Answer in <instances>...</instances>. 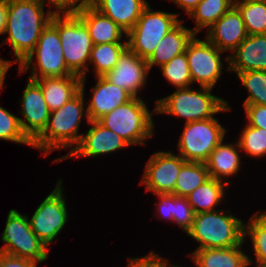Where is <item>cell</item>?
Listing matches in <instances>:
<instances>
[{"label":"cell","mask_w":266,"mask_h":267,"mask_svg":"<svg viewBox=\"0 0 266 267\" xmlns=\"http://www.w3.org/2000/svg\"><path fill=\"white\" fill-rule=\"evenodd\" d=\"M40 0H8V16L3 43L12 46L16 60L20 64L35 48L41 32L51 22L54 10L46 13Z\"/></svg>","instance_id":"obj_1"},{"label":"cell","mask_w":266,"mask_h":267,"mask_svg":"<svg viewBox=\"0 0 266 267\" xmlns=\"http://www.w3.org/2000/svg\"><path fill=\"white\" fill-rule=\"evenodd\" d=\"M85 80L86 77H81V91L75 97L50 112L44 131L32 142V147L42 151L44 157L59 149H70L71 153L72 147L75 148L81 141L83 133H78L79 125L84 119L90 122L84 105Z\"/></svg>","instance_id":"obj_2"},{"label":"cell","mask_w":266,"mask_h":267,"mask_svg":"<svg viewBox=\"0 0 266 267\" xmlns=\"http://www.w3.org/2000/svg\"><path fill=\"white\" fill-rule=\"evenodd\" d=\"M212 90L208 87H200L198 90L190 87L176 89L174 93L155 101L156 113L185 118L188 123L230 111L228 101L213 95Z\"/></svg>","instance_id":"obj_3"},{"label":"cell","mask_w":266,"mask_h":267,"mask_svg":"<svg viewBox=\"0 0 266 267\" xmlns=\"http://www.w3.org/2000/svg\"><path fill=\"white\" fill-rule=\"evenodd\" d=\"M227 211L215 210L195 214L192 228L186 233L199 242L200 245L195 250L244 245L245 222Z\"/></svg>","instance_id":"obj_4"},{"label":"cell","mask_w":266,"mask_h":267,"mask_svg":"<svg viewBox=\"0 0 266 267\" xmlns=\"http://www.w3.org/2000/svg\"><path fill=\"white\" fill-rule=\"evenodd\" d=\"M145 103L142 97H133L97 121L122 137L130 146H145V140L154 135L152 114H156V108L150 112Z\"/></svg>","instance_id":"obj_5"},{"label":"cell","mask_w":266,"mask_h":267,"mask_svg":"<svg viewBox=\"0 0 266 267\" xmlns=\"http://www.w3.org/2000/svg\"><path fill=\"white\" fill-rule=\"evenodd\" d=\"M50 23L58 30L67 68L86 77L93 47L86 25L74 12H55Z\"/></svg>","instance_id":"obj_6"},{"label":"cell","mask_w":266,"mask_h":267,"mask_svg":"<svg viewBox=\"0 0 266 267\" xmlns=\"http://www.w3.org/2000/svg\"><path fill=\"white\" fill-rule=\"evenodd\" d=\"M34 56L37 60L36 65L32 63ZM28 69L31 70V80L73 74L65 64L58 30L51 23L41 32L34 50L18 66L20 74Z\"/></svg>","instance_id":"obj_7"},{"label":"cell","mask_w":266,"mask_h":267,"mask_svg":"<svg viewBox=\"0 0 266 267\" xmlns=\"http://www.w3.org/2000/svg\"><path fill=\"white\" fill-rule=\"evenodd\" d=\"M178 16V13L154 11L148 5L135 26L127 33V47L147 60L159 41L182 21Z\"/></svg>","instance_id":"obj_8"},{"label":"cell","mask_w":266,"mask_h":267,"mask_svg":"<svg viewBox=\"0 0 266 267\" xmlns=\"http://www.w3.org/2000/svg\"><path fill=\"white\" fill-rule=\"evenodd\" d=\"M1 236V241L4 242L0 247L2 253L36 263L46 261L48 258V246L32 231L28 215H22L16 209L9 211Z\"/></svg>","instance_id":"obj_9"},{"label":"cell","mask_w":266,"mask_h":267,"mask_svg":"<svg viewBox=\"0 0 266 267\" xmlns=\"http://www.w3.org/2000/svg\"><path fill=\"white\" fill-rule=\"evenodd\" d=\"M227 129L217 118L185 122L178 141L179 155L187 162L205 163L210 153L224 140Z\"/></svg>","instance_id":"obj_10"},{"label":"cell","mask_w":266,"mask_h":267,"mask_svg":"<svg viewBox=\"0 0 266 267\" xmlns=\"http://www.w3.org/2000/svg\"><path fill=\"white\" fill-rule=\"evenodd\" d=\"M61 184L62 180L58 179L55 189L44 198L29 219L32 231L47 246L64 229L69 217Z\"/></svg>","instance_id":"obj_11"},{"label":"cell","mask_w":266,"mask_h":267,"mask_svg":"<svg viewBox=\"0 0 266 267\" xmlns=\"http://www.w3.org/2000/svg\"><path fill=\"white\" fill-rule=\"evenodd\" d=\"M222 51L206 38L200 40L196 35L188 43L186 56L192 83L200 87L214 88L222 74Z\"/></svg>","instance_id":"obj_12"},{"label":"cell","mask_w":266,"mask_h":267,"mask_svg":"<svg viewBox=\"0 0 266 267\" xmlns=\"http://www.w3.org/2000/svg\"><path fill=\"white\" fill-rule=\"evenodd\" d=\"M180 155L172 152L153 153L146 163L140 184L147 192L174 194V187L181 167L186 163Z\"/></svg>","instance_id":"obj_13"},{"label":"cell","mask_w":266,"mask_h":267,"mask_svg":"<svg viewBox=\"0 0 266 267\" xmlns=\"http://www.w3.org/2000/svg\"><path fill=\"white\" fill-rule=\"evenodd\" d=\"M89 125L91 127L82 135L81 141L72 152L54 159L53 162L59 163L72 157H98L130 146L122 137L98 121H90Z\"/></svg>","instance_id":"obj_14"},{"label":"cell","mask_w":266,"mask_h":267,"mask_svg":"<svg viewBox=\"0 0 266 267\" xmlns=\"http://www.w3.org/2000/svg\"><path fill=\"white\" fill-rule=\"evenodd\" d=\"M27 85L20 100L23 118H19L20 126L26 137L33 142L45 129L50 110L44 99L40 85L28 78Z\"/></svg>","instance_id":"obj_15"},{"label":"cell","mask_w":266,"mask_h":267,"mask_svg":"<svg viewBox=\"0 0 266 267\" xmlns=\"http://www.w3.org/2000/svg\"><path fill=\"white\" fill-rule=\"evenodd\" d=\"M150 73L145 59L140 58L128 47L120 55L116 66L103 77L117 87L125 89L133 97L145 86Z\"/></svg>","instance_id":"obj_16"},{"label":"cell","mask_w":266,"mask_h":267,"mask_svg":"<svg viewBox=\"0 0 266 267\" xmlns=\"http://www.w3.org/2000/svg\"><path fill=\"white\" fill-rule=\"evenodd\" d=\"M225 61L229 72L266 71V34L248 35Z\"/></svg>","instance_id":"obj_17"},{"label":"cell","mask_w":266,"mask_h":267,"mask_svg":"<svg viewBox=\"0 0 266 267\" xmlns=\"http://www.w3.org/2000/svg\"><path fill=\"white\" fill-rule=\"evenodd\" d=\"M206 39L220 51L233 52L248 36L241 13L233 6L207 30Z\"/></svg>","instance_id":"obj_18"},{"label":"cell","mask_w":266,"mask_h":267,"mask_svg":"<svg viewBox=\"0 0 266 267\" xmlns=\"http://www.w3.org/2000/svg\"><path fill=\"white\" fill-rule=\"evenodd\" d=\"M97 83L92 86V97L86 107L90 121H97L103 115L130 101L133 96L125 89L97 76Z\"/></svg>","instance_id":"obj_19"},{"label":"cell","mask_w":266,"mask_h":267,"mask_svg":"<svg viewBox=\"0 0 266 267\" xmlns=\"http://www.w3.org/2000/svg\"><path fill=\"white\" fill-rule=\"evenodd\" d=\"M86 25L93 45L122 42L127 33L113 20L96 10L90 3L74 12Z\"/></svg>","instance_id":"obj_20"},{"label":"cell","mask_w":266,"mask_h":267,"mask_svg":"<svg viewBox=\"0 0 266 267\" xmlns=\"http://www.w3.org/2000/svg\"><path fill=\"white\" fill-rule=\"evenodd\" d=\"M90 4L126 33L135 26L143 10L149 5L146 0H90Z\"/></svg>","instance_id":"obj_21"},{"label":"cell","mask_w":266,"mask_h":267,"mask_svg":"<svg viewBox=\"0 0 266 267\" xmlns=\"http://www.w3.org/2000/svg\"><path fill=\"white\" fill-rule=\"evenodd\" d=\"M182 23L183 21L159 41L154 52L146 60L149 71L154 65L161 67L176 55L186 52L188 43L196 34L191 28L184 27Z\"/></svg>","instance_id":"obj_22"},{"label":"cell","mask_w":266,"mask_h":267,"mask_svg":"<svg viewBox=\"0 0 266 267\" xmlns=\"http://www.w3.org/2000/svg\"><path fill=\"white\" fill-rule=\"evenodd\" d=\"M35 81L40 85L50 111L61 108L81 91V77L76 74Z\"/></svg>","instance_id":"obj_23"},{"label":"cell","mask_w":266,"mask_h":267,"mask_svg":"<svg viewBox=\"0 0 266 267\" xmlns=\"http://www.w3.org/2000/svg\"><path fill=\"white\" fill-rule=\"evenodd\" d=\"M242 247L194 250L190 258L197 267H248L254 260L242 251Z\"/></svg>","instance_id":"obj_24"},{"label":"cell","mask_w":266,"mask_h":267,"mask_svg":"<svg viewBox=\"0 0 266 267\" xmlns=\"http://www.w3.org/2000/svg\"><path fill=\"white\" fill-rule=\"evenodd\" d=\"M223 141L210 153L205 164L211 178L230 185L225 178L236 175L240 170L241 156L238 154V150L241 151V148L238 142L225 144Z\"/></svg>","instance_id":"obj_25"},{"label":"cell","mask_w":266,"mask_h":267,"mask_svg":"<svg viewBox=\"0 0 266 267\" xmlns=\"http://www.w3.org/2000/svg\"><path fill=\"white\" fill-rule=\"evenodd\" d=\"M227 183L215 178L207 179L202 185L191 192L186 199L194 210V213L208 212L217 210L225 196Z\"/></svg>","instance_id":"obj_26"},{"label":"cell","mask_w":266,"mask_h":267,"mask_svg":"<svg viewBox=\"0 0 266 267\" xmlns=\"http://www.w3.org/2000/svg\"><path fill=\"white\" fill-rule=\"evenodd\" d=\"M232 7L231 0H201L188 15L196 23L193 32L197 35L203 28L208 30Z\"/></svg>","instance_id":"obj_27"},{"label":"cell","mask_w":266,"mask_h":267,"mask_svg":"<svg viewBox=\"0 0 266 267\" xmlns=\"http://www.w3.org/2000/svg\"><path fill=\"white\" fill-rule=\"evenodd\" d=\"M209 178L205 163L186 162L177 176L174 195L186 197Z\"/></svg>","instance_id":"obj_28"},{"label":"cell","mask_w":266,"mask_h":267,"mask_svg":"<svg viewBox=\"0 0 266 267\" xmlns=\"http://www.w3.org/2000/svg\"><path fill=\"white\" fill-rule=\"evenodd\" d=\"M126 48L127 43H103L93 45L89 63L94 67L95 77L104 76L112 70Z\"/></svg>","instance_id":"obj_29"},{"label":"cell","mask_w":266,"mask_h":267,"mask_svg":"<svg viewBox=\"0 0 266 267\" xmlns=\"http://www.w3.org/2000/svg\"><path fill=\"white\" fill-rule=\"evenodd\" d=\"M251 238L256 264H266V212L253 214L244 223V238Z\"/></svg>","instance_id":"obj_30"},{"label":"cell","mask_w":266,"mask_h":267,"mask_svg":"<svg viewBox=\"0 0 266 267\" xmlns=\"http://www.w3.org/2000/svg\"><path fill=\"white\" fill-rule=\"evenodd\" d=\"M241 13L248 35L266 34V0L235 5Z\"/></svg>","instance_id":"obj_31"},{"label":"cell","mask_w":266,"mask_h":267,"mask_svg":"<svg viewBox=\"0 0 266 267\" xmlns=\"http://www.w3.org/2000/svg\"><path fill=\"white\" fill-rule=\"evenodd\" d=\"M236 74L248 91V97L243 105L266 106V71H246Z\"/></svg>","instance_id":"obj_32"},{"label":"cell","mask_w":266,"mask_h":267,"mask_svg":"<svg viewBox=\"0 0 266 267\" xmlns=\"http://www.w3.org/2000/svg\"><path fill=\"white\" fill-rule=\"evenodd\" d=\"M165 79L176 89L188 88L192 85L186 52L176 55L168 63L160 67Z\"/></svg>","instance_id":"obj_33"},{"label":"cell","mask_w":266,"mask_h":267,"mask_svg":"<svg viewBox=\"0 0 266 267\" xmlns=\"http://www.w3.org/2000/svg\"><path fill=\"white\" fill-rule=\"evenodd\" d=\"M238 143L246 155L254 158L266 156V130L248 124L242 129Z\"/></svg>","instance_id":"obj_34"},{"label":"cell","mask_w":266,"mask_h":267,"mask_svg":"<svg viewBox=\"0 0 266 267\" xmlns=\"http://www.w3.org/2000/svg\"><path fill=\"white\" fill-rule=\"evenodd\" d=\"M194 216V210L186 197L174 195L173 223L187 233L192 228Z\"/></svg>","instance_id":"obj_35"},{"label":"cell","mask_w":266,"mask_h":267,"mask_svg":"<svg viewBox=\"0 0 266 267\" xmlns=\"http://www.w3.org/2000/svg\"><path fill=\"white\" fill-rule=\"evenodd\" d=\"M127 267H174L173 264H168L169 260L164 259L159 254L151 251L149 254L142 257H129Z\"/></svg>","instance_id":"obj_36"},{"label":"cell","mask_w":266,"mask_h":267,"mask_svg":"<svg viewBox=\"0 0 266 267\" xmlns=\"http://www.w3.org/2000/svg\"><path fill=\"white\" fill-rule=\"evenodd\" d=\"M247 124L252 127L264 128L266 130V106L265 105H243Z\"/></svg>","instance_id":"obj_37"},{"label":"cell","mask_w":266,"mask_h":267,"mask_svg":"<svg viewBox=\"0 0 266 267\" xmlns=\"http://www.w3.org/2000/svg\"><path fill=\"white\" fill-rule=\"evenodd\" d=\"M159 198V203L156 206V213L162 219L173 222L174 214V194H155Z\"/></svg>","instance_id":"obj_38"},{"label":"cell","mask_w":266,"mask_h":267,"mask_svg":"<svg viewBox=\"0 0 266 267\" xmlns=\"http://www.w3.org/2000/svg\"><path fill=\"white\" fill-rule=\"evenodd\" d=\"M44 4L49 3L55 12H75L84 5L90 3V0H40ZM47 1V2H46Z\"/></svg>","instance_id":"obj_39"},{"label":"cell","mask_w":266,"mask_h":267,"mask_svg":"<svg viewBox=\"0 0 266 267\" xmlns=\"http://www.w3.org/2000/svg\"><path fill=\"white\" fill-rule=\"evenodd\" d=\"M32 260L11 256L0 252V267H37Z\"/></svg>","instance_id":"obj_40"},{"label":"cell","mask_w":266,"mask_h":267,"mask_svg":"<svg viewBox=\"0 0 266 267\" xmlns=\"http://www.w3.org/2000/svg\"><path fill=\"white\" fill-rule=\"evenodd\" d=\"M8 16V0H0V35L5 34Z\"/></svg>","instance_id":"obj_41"},{"label":"cell","mask_w":266,"mask_h":267,"mask_svg":"<svg viewBox=\"0 0 266 267\" xmlns=\"http://www.w3.org/2000/svg\"><path fill=\"white\" fill-rule=\"evenodd\" d=\"M179 8H182V10H185V12L189 15L190 12L200 3L201 0H171Z\"/></svg>","instance_id":"obj_42"},{"label":"cell","mask_w":266,"mask_h":267,"mask_svg":"<svg viewBox=\"0 0 266 267\" xmlns=\"http://www.w3.org/2000/svg\"><path fill=\"white\" fill-rule=\"evenodd\" d=\"M12 61L11 60H4L0 58V89L4 87V81L6 78V74L8 72V69L11 67ZM0 92H2L0 90Z\"/></svg>","instance_id":"obj_43"},{"label":"cell","mask_w":266,"mask_h":267,"mask_svg":"<svg viewBox=\"0 0 266 267\" xmlns=\"http://www.w3.org/2000/svg\"><path fill=\"white\" fill-rule=\"evenodd\" d=\"M233 3V6L237 5V4H241V3H245V2H251V1H260V0H231Z\"/></svg>","instance_id":"obj_44"},{"label":"cell","mask_w":266,"mask_h":267,"mask_svg":"<svg viewBox=\"0 0 266 267\" xmlns=\"http://www.w3.org/2000/svg\"><path fill=\"white\" fill-rule=\"evenodd\" d=\"M256 267H266V264H256Z\"/></svg>","instance_id":"obj_45"}]
</instances>
